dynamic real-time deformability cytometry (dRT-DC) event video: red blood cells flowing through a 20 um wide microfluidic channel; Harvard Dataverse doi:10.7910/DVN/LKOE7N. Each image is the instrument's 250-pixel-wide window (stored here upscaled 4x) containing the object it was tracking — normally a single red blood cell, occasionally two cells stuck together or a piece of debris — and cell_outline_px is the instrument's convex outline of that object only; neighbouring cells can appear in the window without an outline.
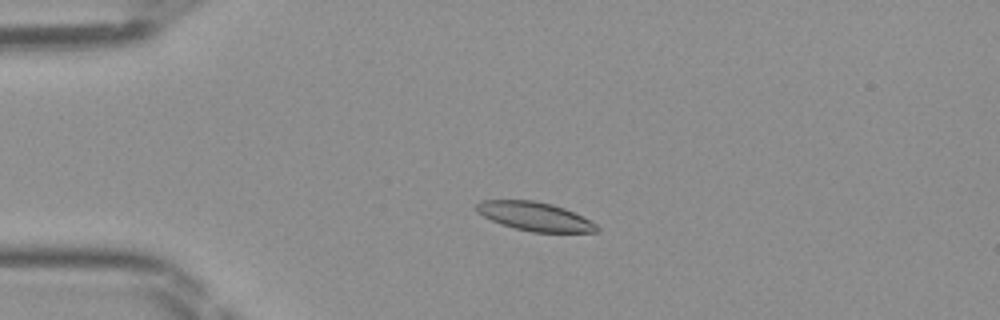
{"species": "Egyptian fruit bat (a non-hibernating species)", "species_latin": "Rousettus aegyptiacus", "temperature_condition": "room temperature", "stored_images_in_passage": 47, "camera_frame_rate_fps": 3000, "um_per_image_px": 0.085, "frame": {"image": 1, "passage_image": 10, "time_ms": 3.0, "image_size_px": [1000, 320], "cell_outline_px": [[600, 228], [596, 232], [532, 232], [516, 228], [492, 220], [476, 212], [476, 204], [480, 200], [536, 200], [552, 204], [564, 208], [596, 224]], "centroid_in_image_um": [45.44, 18.38], "position_along_channel_um": 39.6, "area_um2": 19.88}}
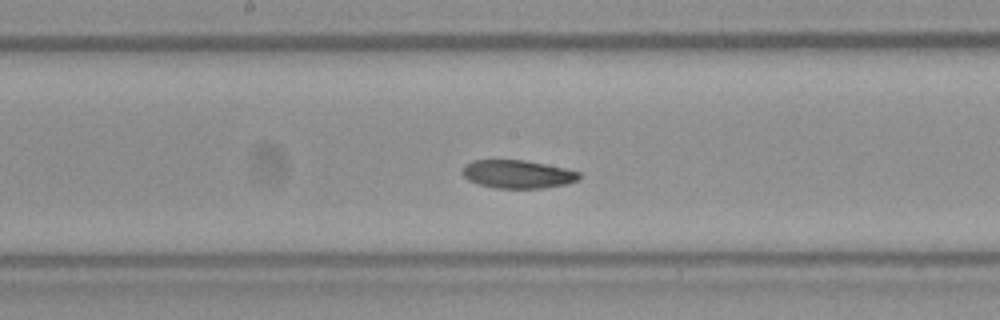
{"frame": {"image": 2, "passage_image": 24, "time_ms": 7.667, "image_size_px": [1000, 320], "cell_outline_px": [[580, 176], [576, 180], [568, 184], [540, 188], [496, 188], [480, 184], [468, 180], [460, 172], [464, 164], [472, 160], [524, 160], [564, 168], [580, 172]], "centroid_in_image_um": [43.95, 14.8], "position_along_channel_um": 204.2, "area_um2": 19.13}}
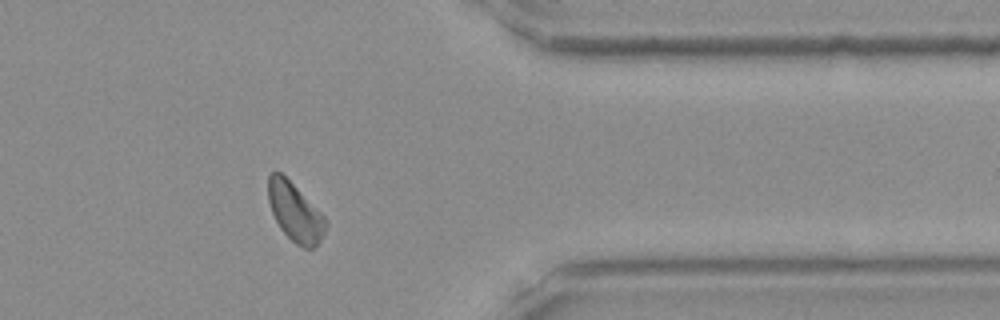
{"frame": {"image": 3, "passage_image": 38, "time_ms": 12.333, "image_size_px": [1000, 320], "cell_outline_px": [[328, 224], [320, 240], [312, 248], [304, 248], [296, 244], [280, 228], [272, 212], [268, 200], [268, 176], [272, 172], [280, 172], [328, 220]], "centroid_in_image_um": [25.07, 18.05], "position_along_channel_um": 386.3, "area_um2": 19.07}}